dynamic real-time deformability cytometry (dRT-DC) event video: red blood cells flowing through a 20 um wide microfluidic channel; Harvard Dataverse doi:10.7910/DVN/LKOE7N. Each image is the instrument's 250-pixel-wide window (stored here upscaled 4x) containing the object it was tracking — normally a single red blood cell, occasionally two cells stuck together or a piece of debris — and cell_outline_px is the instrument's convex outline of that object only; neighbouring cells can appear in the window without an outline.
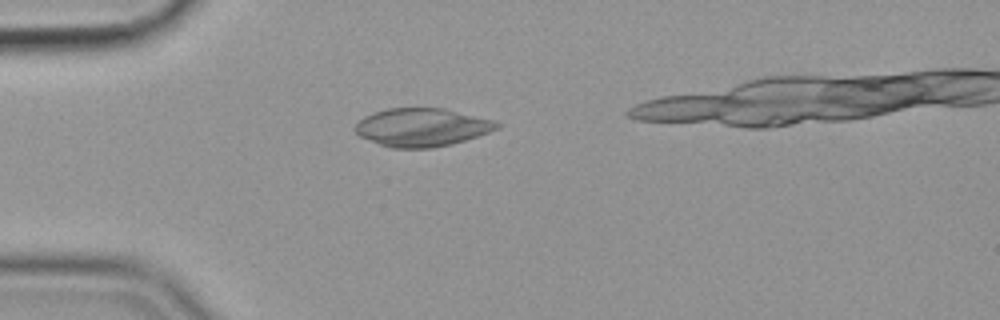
{"species": "common noctule bat (a hibernating species)", "species_latin": "Nyctalus noctula", "temperature_condition": "cold", "stored_images_in_passage": 35, "camera_frame_rate_fps": 3000, "um_per_image_px": 0.085, "animal": {"sex": "female", "body_mass_g": 19.9}, "frame": {"image": 1, "passage_image": 1, "time_ms": 0.0, "image_size_px": [1000, 320], "cell_outline_px": [[500, 124], [496, 128], [488, 132], [452, 144], [432, 148], [392, 148], [380, 144], [360, 136], [352, 128], [364, 116], [372, 112], [388, 108], [444, 108], [492, 120]], "centroid_in_image_um": [35.8, 10.82], "position_along_channel_um": 49.2, "area_um2": 31.27}}
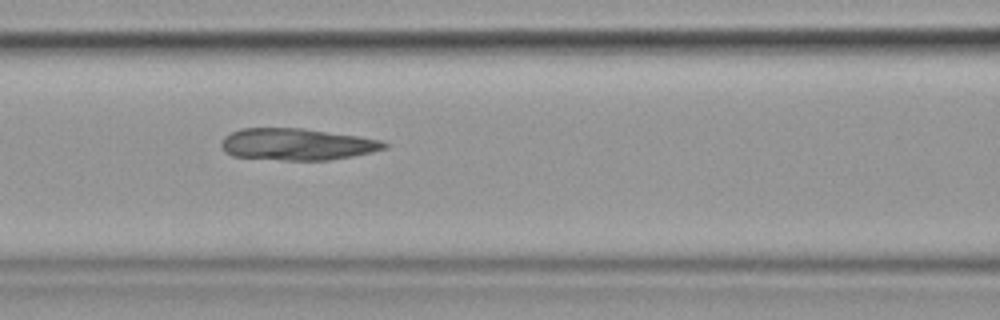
{"frame": {"image": 2, "passage_image": 10, "time_ms": 3.0, "image_size_px": [1000, 320], "cell_outline_px": [[388, 148], [352, 156], [328, 160], [284, 160], [232, 156], [220, 144], [224, 136], [240, 128], [304, 128], [356, 136], [380, 140], [388, 144]], "centroid_in_image_um": [25.23, 12.26], "position_along_channel_um": 141.4, "area_um2": 29.94}}
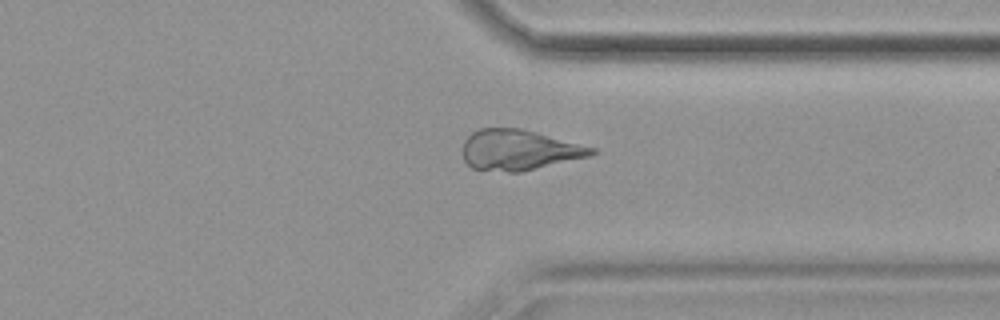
{"frame": {"image": 3, "passage_image": 29, "time_ms": 9.333, "image_size_px": [1000, 320], "cell_outline_px": [[600, 152], [588, 156], [520, 172], [508, 172], [472, 168], [464, 160], [464, 140], [472, 132], [480, 128], [520, 128], [536, 132], [596, 148]], "centroid_in_image_um": [44.12, 12.74], "position_along_channel_um": 367.3, "area_um2": 30.11}}